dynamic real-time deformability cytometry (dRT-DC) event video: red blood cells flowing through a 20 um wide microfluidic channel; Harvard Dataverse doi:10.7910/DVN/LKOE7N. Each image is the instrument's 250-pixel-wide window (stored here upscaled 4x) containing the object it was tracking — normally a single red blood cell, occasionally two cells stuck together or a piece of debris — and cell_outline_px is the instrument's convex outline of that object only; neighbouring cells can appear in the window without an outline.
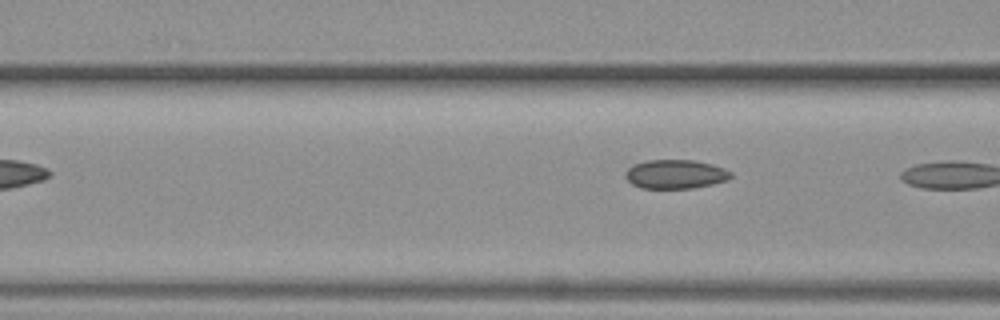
{"species": "common noctule bat (a hibernating species)", "species_latin": "Nyctalus noctula", "temperature_condition": "warm", "stored_images_in_passage": 5, "camera_frame_rate_fps": 3000, "um_per_image_px": 0.085, "animal": {"sex": "female", "body_mass_g": 19.3, "forearm_length_mm": 54.1}, "frame": {"image": 1, "passage_image": 5, "time_ms": 4.667, "image_size_px": [1000, 320], "cell_outline_px": [[732, 176], [728, 180], [712, 184], [692, 188], [640, 188], [632, 184], [624, 176], [624, 172], [632, 164], [648, 160], [696, 160], [712, 164], [724, 168], [732, 172]], "centroid_in_image_um": [57.4, 14.8], "position_along_channel_um": 109.2, "area_um2": 17.98}}